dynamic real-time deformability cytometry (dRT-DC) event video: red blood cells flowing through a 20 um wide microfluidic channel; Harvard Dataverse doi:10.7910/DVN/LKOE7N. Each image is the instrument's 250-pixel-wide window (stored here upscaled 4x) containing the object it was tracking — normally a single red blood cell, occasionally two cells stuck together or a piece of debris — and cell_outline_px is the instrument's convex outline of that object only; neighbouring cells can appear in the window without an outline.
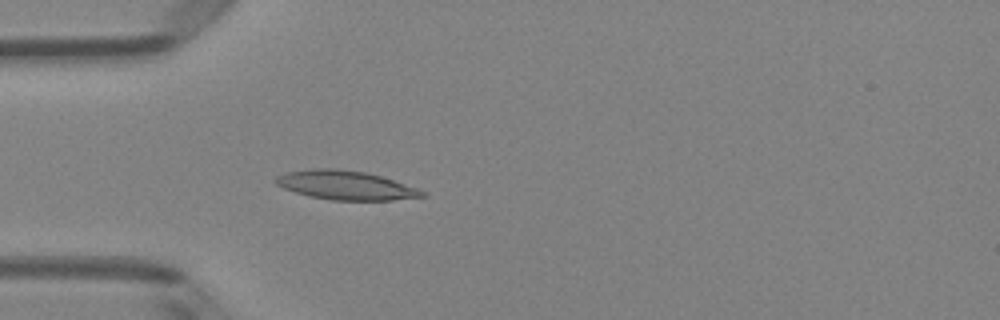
{"species": "Egyptian fruit bat (a non-hibernating species)", "species_latin": "Rousettus aegyptiacus", "temperature_condition": "room temperature", "stored_images_in_passage": 3, "camera_frame_rate_fps": 3000, "um_per_image_px": 0.085, "animal": {"sex": "female"}, "frame": {"image": 1, "passage_image": 3, "time_ms": 0.667, "image_size_px": [1000, 320], "cell_outline_px": [[428, 196], [392, 200], [332, 200], [308, 196], [284, 188], [276, 184], [272, 180], [276, 176], [288, 172], [312, 168], [336, 168], [364, 172], [380, 176], [416, 188], [424, 192]], "centroid_in_image_um": [29.33, 15.74], "position_along_channel_um": 55.7, "area_um2": 24.57}}